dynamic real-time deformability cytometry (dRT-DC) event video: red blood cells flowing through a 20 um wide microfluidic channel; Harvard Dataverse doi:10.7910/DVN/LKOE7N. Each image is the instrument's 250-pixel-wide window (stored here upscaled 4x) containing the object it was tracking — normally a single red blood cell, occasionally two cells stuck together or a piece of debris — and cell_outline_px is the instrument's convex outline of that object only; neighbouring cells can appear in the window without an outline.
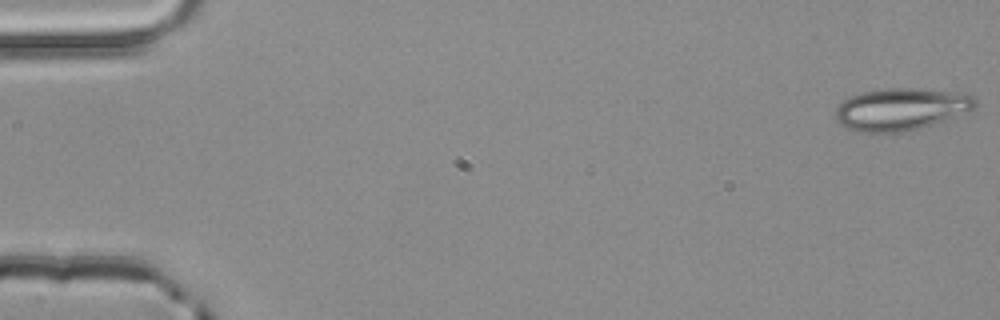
{"species": "common noctule bat (a hibernating species)", "species_latin": "Nyctalus noctula", "temperature_condition": "room temperature", "stored_images_in_passage": 4, "camera_frame_rate_fps": 3000, "um_per_image_px": 0.085, "animal": {"sex": "male", "body_mass_g": 20.4}, "frame": {"image": 1, "passage_image": 1, "time_ms": 0.0, "image_size_px": [1000, 320], "cell_outline_px": [[976, 108], [968, 112], [920, 128], [904, 132], [872, 136], [856, 132], [840, 124], [836, 120], [836, 108], [844, 100], [852, 96], [864, 92], [884, 88], [920, 88], [968, 92], [976, 100]], "centroid_in_image_um": [76.6, 9.31], "position_along_channel_um": 8.4, "area_um2": 35.32}}